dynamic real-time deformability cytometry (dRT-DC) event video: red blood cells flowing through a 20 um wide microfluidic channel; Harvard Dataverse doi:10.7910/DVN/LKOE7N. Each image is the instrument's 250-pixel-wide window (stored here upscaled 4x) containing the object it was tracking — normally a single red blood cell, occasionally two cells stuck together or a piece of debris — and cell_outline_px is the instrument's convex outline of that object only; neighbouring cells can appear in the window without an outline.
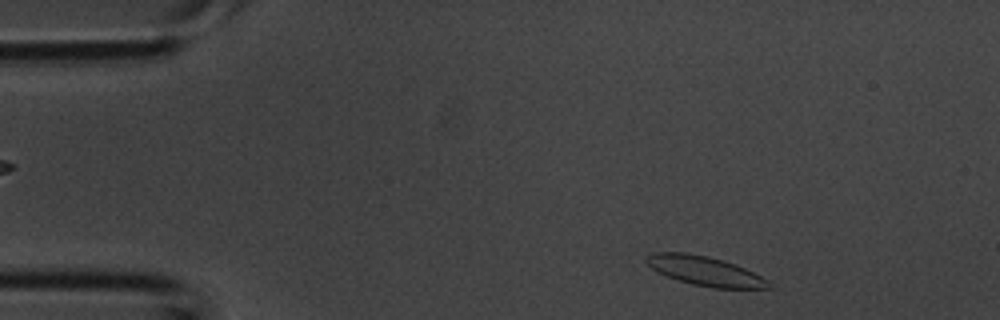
{"species": "common noctule bat (a hibernating species)", "species_latin": "Nyctalus noctula", "temperature_condition": "room temperature", "stored_images_in_passage": 34, "camera_frame_rate_fps": 3000, "um_per_image_px": 0.085, "animal": {"sex": "male", "body_mass_g": 20.1, "forearm_length_mm": 53.5}, "frame": {"image": 1, "passage_image": 1, "time_ms": 0.0, "image_size_px": [1000, 320], "cell_outline_px": [[772, 288], [712, 288], [692, 284], [656, 272], [644, 260], [644, 256], [652, 252], [688, 252], [708, 256], [724, 260], [736, 264], [768, 280]], "centroid_in_image_um": [59.88, 23.01], "position_along_channel_um": 25.1, "area_um2": 20.98}}
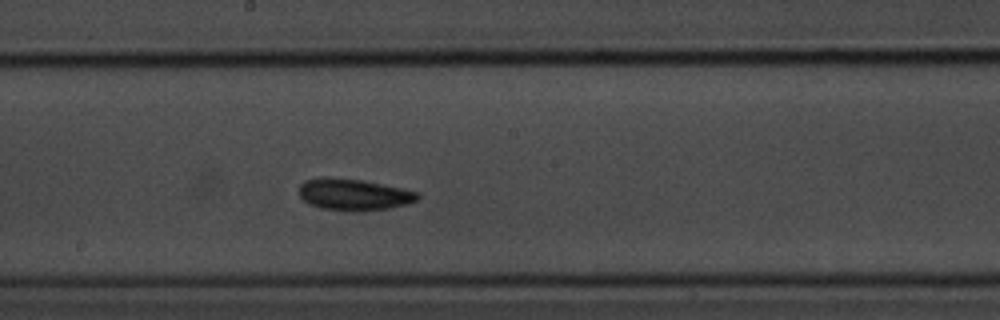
{"frame": {"image": 2, "passage_image": 16, "time_ms": 5.0, "image_size_px": [1000, 320], "cell_outline_px": [[420, 196], [416, 200], [408, 204], [388, 208], [356, 212], [320, 208], [308, 204], [300, 196], [300, 184], [304, 180], [360, 180], [420, 192]], "centroid_in_image_um": [30.12, 16.59], "position_along_channel_um": 218.1, "area_um2": 21.04}}
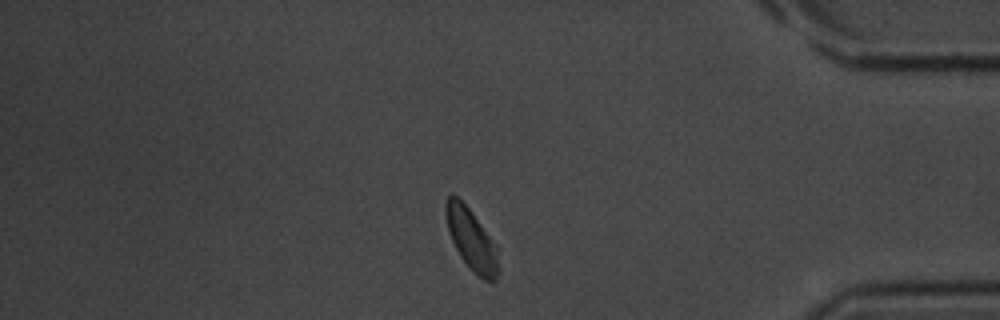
{"frame": {"image": 3, "passage_image": 28, "time_ms": 9.0, "image_size_px": [1000, 320], "cell_outline_px": [[500, 272], [496, 280], [484, 280], [460, 256], [448, 232], [444, 212], [444, 204], [448, 196], [452, 192], [468, 208], [496, 244], [500, 268]], "centroid_in_image_um": [40.07, 20.33], "position_along_channel_um": 395.1, "area_um2": 18.67}}